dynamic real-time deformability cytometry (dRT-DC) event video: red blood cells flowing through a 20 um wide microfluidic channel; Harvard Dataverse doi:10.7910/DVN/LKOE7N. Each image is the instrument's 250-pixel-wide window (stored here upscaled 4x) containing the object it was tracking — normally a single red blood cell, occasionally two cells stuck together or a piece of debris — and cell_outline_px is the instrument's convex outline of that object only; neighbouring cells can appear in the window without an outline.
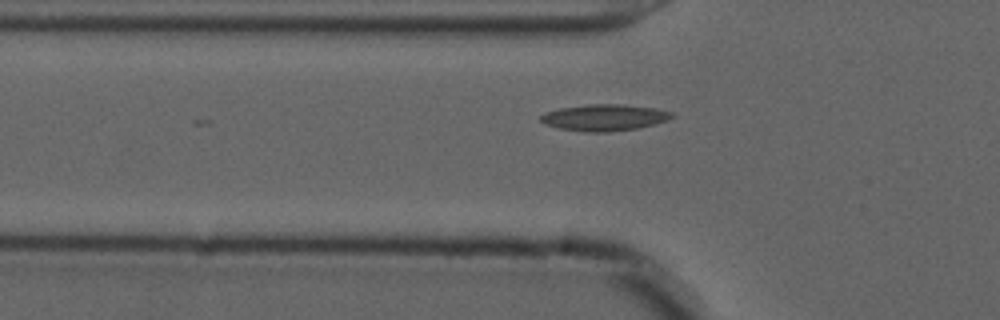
{"species": "common noctule bat (a hibernating species)", "species_latin": "Nyctalus noctula", "temperature_condition": "cold", "stored_images_in_passage": 16, "camera_frame_rate_fps": 3000, "um_per_image_px": 0.085, "animal": {"sex": "male", "forearm_length_mm": 52.5}, "frame": {"image": 1, "passage_image": 8, "time_ms": 2.333, "image_size_px": [1000, 320], "cell_outline_px": [[676, 116], [668, 120], [636, 128], [608, 132], [584, 132], [560, 128], [544, 124], [540, 120], [540, 116], [544, 112], [560, 108], [588, 104], [624, 104], [656, 108], [672, 112]], "centroid_in_image_um": [51.37, 9.98], "position_along_channel_um": 74.4, "area_um2": 20.29}}
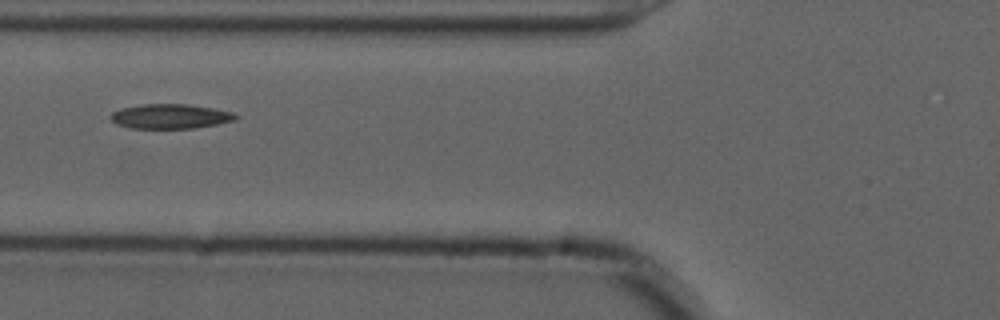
{"frame": {"image": 2, "passage_image": 11, "time_ms": 3.333, "image_size_px": [1000, 320], "cell_outline_px": [[240, 116], [236, 120], [196, 128], [128, 128], [116, 124], [108, 116], [112, 112], [120, 108], [140, 104], [188, 104], [212, 108], [232, 112]], "centroid_in_image_um": [14.45, 9.89], "position_along_channel_um": 111.4, "area_um2": 18.09}}
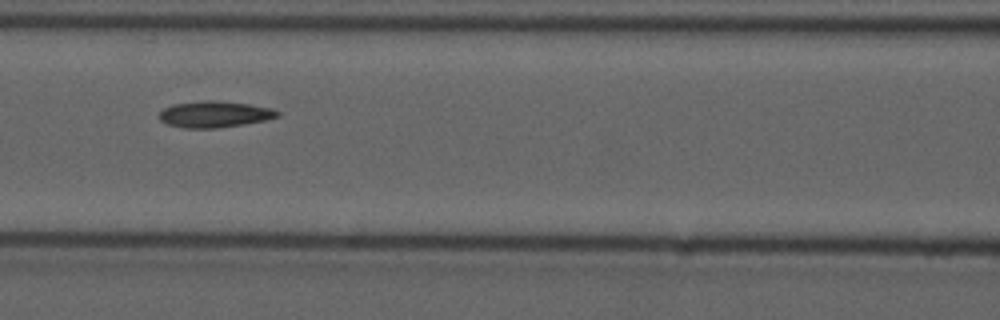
{"frame": {"image": 3, "passage_image": 14, "time_ms": 4.333, "image_size_px": [1000, 320], "cell_outline_px": [[280, 116], [264, 120], [244, 124], [216, 128], [184, 128], [168, 124], [160, 120], [160, 112], [164, 108], [172, 104], [208, 100], [220, 100], [248, 104], [272, 108], [280, 112]], "centroid_in_image_um": [18.25, 9.7], "position_along_channel_um": 148.4, "area_um2": 18.09}}